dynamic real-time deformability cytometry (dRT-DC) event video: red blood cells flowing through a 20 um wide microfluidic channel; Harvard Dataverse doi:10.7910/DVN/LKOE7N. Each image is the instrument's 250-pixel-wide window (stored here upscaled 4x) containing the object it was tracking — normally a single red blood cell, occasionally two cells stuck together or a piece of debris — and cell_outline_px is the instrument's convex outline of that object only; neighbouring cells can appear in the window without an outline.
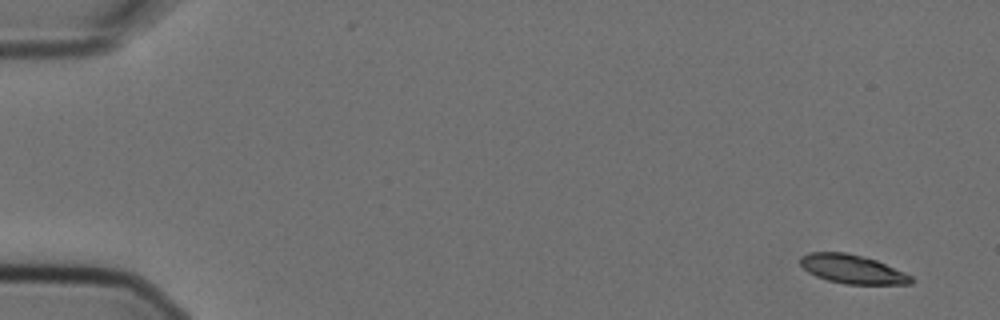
{"species": "Egyptian fruit bat (a non-hibernating species)", "species_latin": "Rousettus aegyptiacus", "temperature_condition": "cold", "stored_images_in_passage": 4, "camera_frame_rate_fps": 3000, "um_per_image_px": 0.085, "animal": {"sex": "female"}, "frame": {"image": 1, "passage_image": 1, "time_ms": 0.0, "image_size_px": [1000, 320], "cell_outline_px": [[916, 280], [912, 284], [844, 284], [828, 280], [816, 276], [808, 272], [800, 264], [800, 256], [808, 252], [844, 252], [876, 260], [904, 272], [912, 276]], "centroid_in_image_um": [72.45, 22.88], "position_along_channel_um": 12.5, "area_um2": 18.61}}
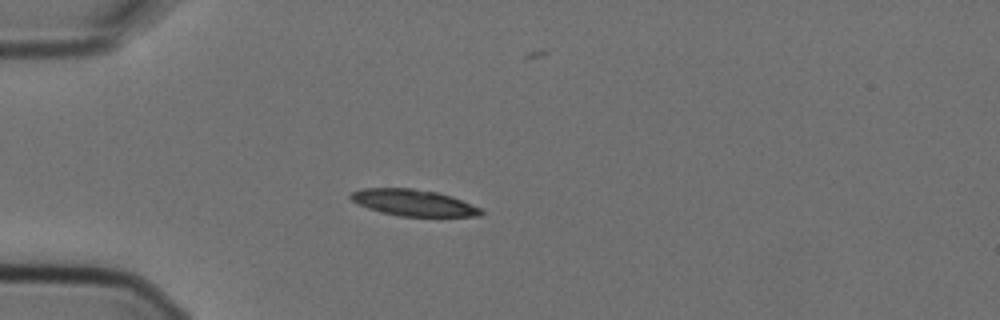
{"frame": {"image": 2, "passage_image": 4, "time_ms": 1.0, "image_size_px": [1000, 320], "cell_outline_px": [[484, 212], [480, 216], [400, 216], [380, 212], [368, 208], [352, 200], [348, 196], [352, 192], [364, 188], [412, 188], [436, 192], [452, 196], [480, 208]], "centroid_in_image_um": [35.14, 17.23], "position_along_channel_um": 49.9, "area_um2": 19.88}}